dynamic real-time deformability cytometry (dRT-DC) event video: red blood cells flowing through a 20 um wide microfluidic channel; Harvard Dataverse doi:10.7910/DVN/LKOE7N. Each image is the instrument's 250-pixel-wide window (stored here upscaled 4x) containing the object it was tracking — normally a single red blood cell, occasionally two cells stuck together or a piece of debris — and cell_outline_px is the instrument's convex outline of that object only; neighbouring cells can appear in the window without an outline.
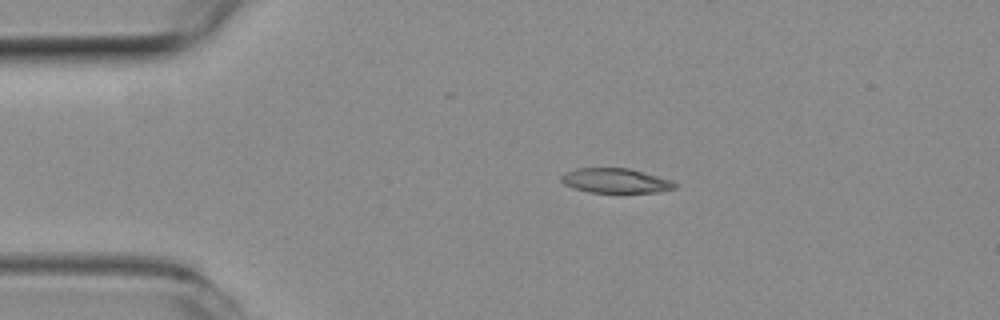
{"species": "common noctule bat (a hibernating species)", "species_latin": "Nyctalus noctula", "temperature_condition": "room temperature", "stored_images_in_passage": 43, "camera_frame_rate_fps": 3000, "um_per_image_px": 0.085, "animal": {"sex": "female", "body_mass_g": 19.3, "forearm_length_mm": 54.1}, "frame": {"image": 1, "passage_image": 1, "time_ms": 0.0, "image_size_px": [1000, 320], "cell_outline_px": [[680, 184], [676, 188], [656, 192], [588, 192], [572, 188], [564, 184], [560, 180], [560, 176], [576, 168], [632, 168], [672, 180]], "centroid_in_image_um": [52.36, 15.35], "position_along_channel_um": 32.6, "area_um2": 16.47}}
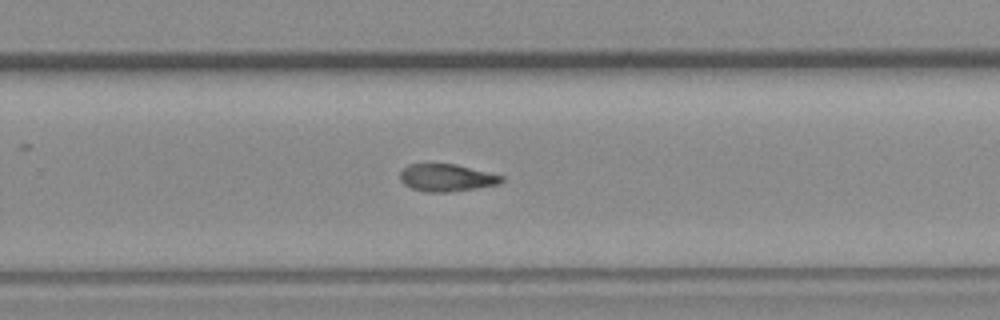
{"frame": {"image": 2, "passage_image": 24, "time_ms": 7.667, "image_size_px": [1000, 320], "cell_outline_px": [[504, 180], [500, 184], [452, 192], [428, 192], [412, 188], [404, 184], [400, 180], [400, 172], [408, 164], [456, 164], [504, 176]], "centroid_in_image_um": [37.98, 15.11], "position_along_channel_um": 291.8, "area_um2": 16.18}}
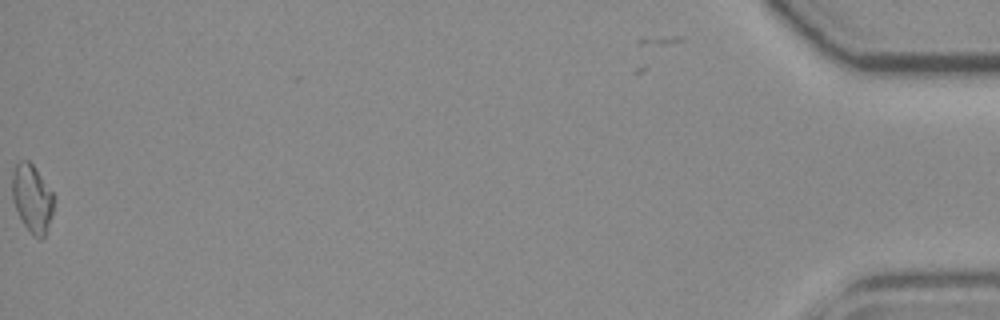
{"frame": {"image": 3, "passage_image": 43, "time_ms": 14.0, "image_size_px": [1000, 320], "cell_outline_px": [[52, 216], [44, 236], [40, 240], [32, 236], [24, 224], [16, 208], [12, 196], [12, 172], [16, 164], [20, 160], [28, 160], [32, 164], [52, 192]], "centroid_in_image_um": [2.71, 16.87], "position_along_channel_um": 432.5, "area_um2": 16.13}}